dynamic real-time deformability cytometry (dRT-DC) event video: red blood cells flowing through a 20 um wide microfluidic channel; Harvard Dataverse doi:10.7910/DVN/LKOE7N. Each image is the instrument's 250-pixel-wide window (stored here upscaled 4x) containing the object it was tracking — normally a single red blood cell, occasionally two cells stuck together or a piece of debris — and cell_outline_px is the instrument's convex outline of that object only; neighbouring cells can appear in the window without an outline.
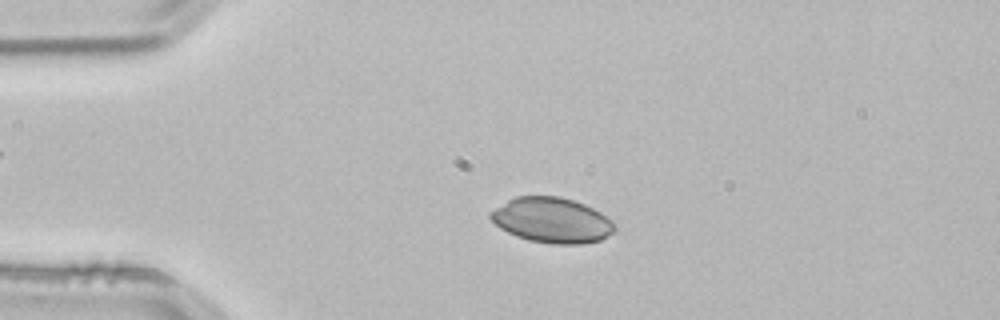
{"species": "common noctule bat (a hibernating species)", "species_latin": "Nyctalus noctula", "temperature_condition": "room temperature", "stored_images_in_passage": 49, "camera_frame_rate_fps": 3000, "um_per_image_px": 0.085, "animal": {"sex": "male", "body_mass_g": 21.5, "forearm_length_mm": 52.0}, "frame": {"image": 1, "passage_image": 8, "time_ms": 2.333, "image_size_px": [1000, 320], "cell_outline_px": [[616, 228], [608, 236], [600, 240], [580, 244], [552, 244], [528, 240], [516, 236], [500, 228], [488, 216], [488, 212], [508, 200], [516, 196], [560, 196], [584, 204], [600, 212], [612, 220]], "centroid_in_image_um": [46.9, 18.72], "position_along_channel_um": 38.1, "area_um2": 32.71}}
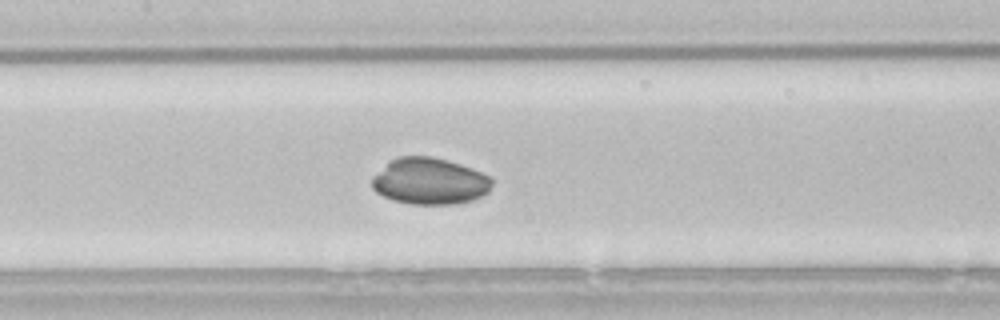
{"frame": {"image": 2, "passage_image": 21, "time_ms": 6.667, "image_size_px": [1000, 320], "cell_outline_px": [[492, 184], [488, 192], [472, 200], [452, 204], [408, 204], [392, 200], [376, 192], [372, 188], [372, 176], [388, 160], [396, 156], [432, 156], [448, 160], [472, 168], [488, 176], [492, 180]], "centroid_in_image_um": [36.47, 15.39], "position_along_channel_um": 170.9, "area_um2": 32.77}}
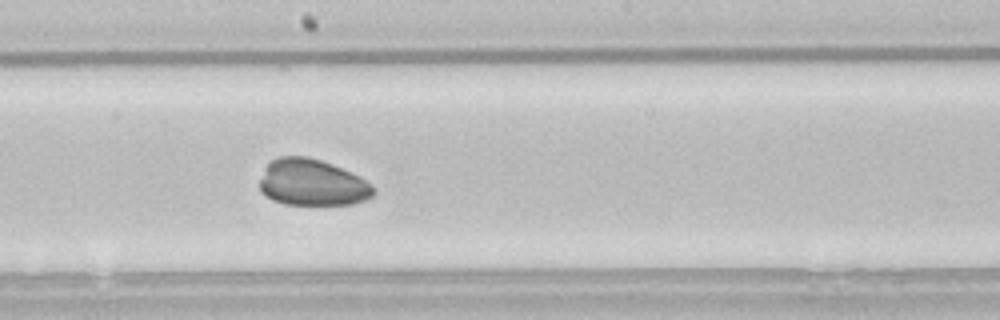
{"frame": {"image": 3, "passage_image": 25, "time_ms": 8.0, "image_size_px": [1000, 320], "cell_outline_px": [[376, 192], [372, 196], [364, 200], [352, 204], [284, 204], [272, 200], [264, 196], [260, 192], [260, 180], [264, 168], [268, 160], [276, 156], [308, 156], [332, 164], [360, 176], [372, 184], [376, 188]], "centroid_in_image_um": [26.51, 15.51], "position_along_channel_um": 221.7, "area_um2": 31.27}}